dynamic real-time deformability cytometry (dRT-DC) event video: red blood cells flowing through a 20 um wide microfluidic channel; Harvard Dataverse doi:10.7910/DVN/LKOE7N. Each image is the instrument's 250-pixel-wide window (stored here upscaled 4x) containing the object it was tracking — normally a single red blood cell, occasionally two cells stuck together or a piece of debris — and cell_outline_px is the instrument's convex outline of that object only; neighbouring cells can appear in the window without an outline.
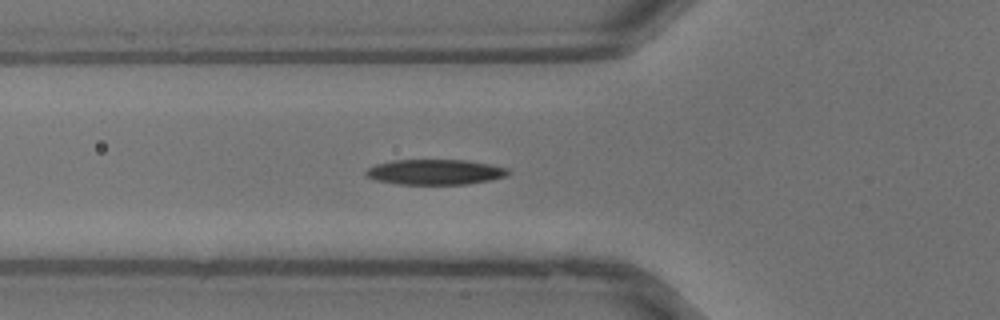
{"species": "common noctule bat (a hibernating species)", "species_latin": "Nyctalus noctula", "temperature_condition": "warm", "stored_images_in_passage": 30, "camera_frame_rate_fps": 3000, "um_per_image_px": 0.085, "animal": {"sex": "male", "body_mass_g": 13.3}, "frame": {"image": 1, "passage_image": 12, "time_ms": 3.667, "image_size_px": [1000, 320], "cell_outline_px": [[512, 172], [508, 176], [468, 184], [400, 184], [376, 180], [368, 176], [364, 172], [368, 168], [376, 164], [392, 160], [468, 160], [508, 168]], "centroid_in_image_um": [37.01, 14.61], "position_along_channel_um": 88.8, "area_um2": 20.92}}
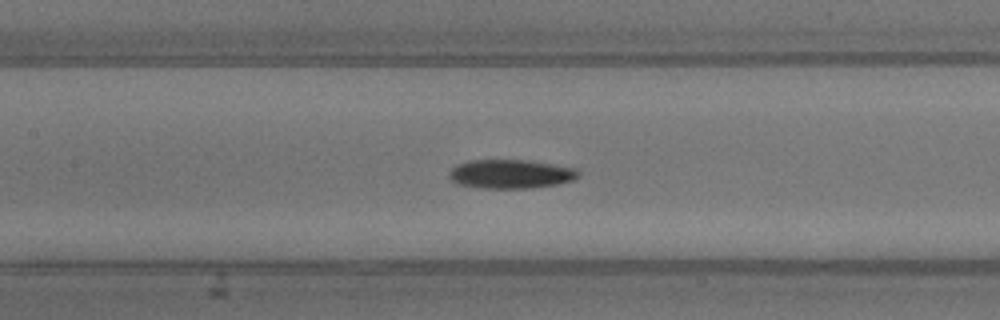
{"frame": {"image": 2, "passage_image": 16, "time_ms": 5.0, "image_size_px": [1000, 320], "cell_outline_px": [[580, 176], [572, 180], [556, 184], [532, 188], [480, 188], [460, 184], [452, 180], [448, 176], [448, 172], [456, 164], [468, 160], [528, 160], [576, 168], [580, 172]], "centroid_in_image_um": [43.4, 14.78], "position_along_channel_um": 164.0, "area_um2": 21.85}}
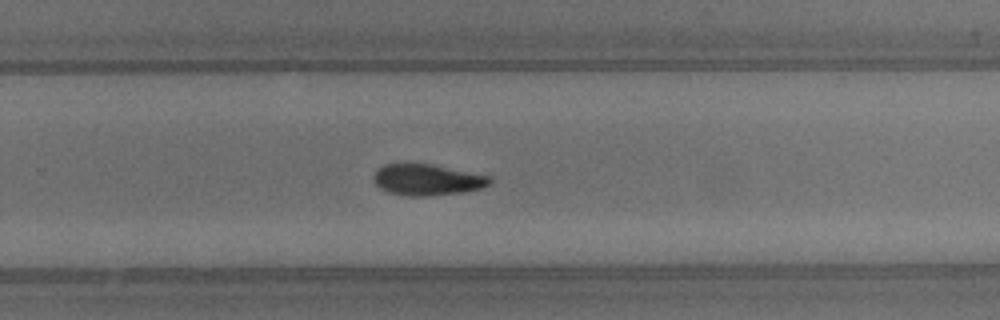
{"frame": {"image": 3, "passage_image": 23, "time_ms": 7.333, "image_size_px": [1000, 320], "cell_outline_px": [[492, 180], [484, 188], [460, 192], [424, 196], [412, 196], [388, 192], [380, 188], [372, 180], [372, 176], [376, 168], [384, 164], [428, 164], [488, 176]], "centroid_in_image_um": [36.23, 15.28], "position_along_channel_um": 293.6, "area_um2": 20.75}}